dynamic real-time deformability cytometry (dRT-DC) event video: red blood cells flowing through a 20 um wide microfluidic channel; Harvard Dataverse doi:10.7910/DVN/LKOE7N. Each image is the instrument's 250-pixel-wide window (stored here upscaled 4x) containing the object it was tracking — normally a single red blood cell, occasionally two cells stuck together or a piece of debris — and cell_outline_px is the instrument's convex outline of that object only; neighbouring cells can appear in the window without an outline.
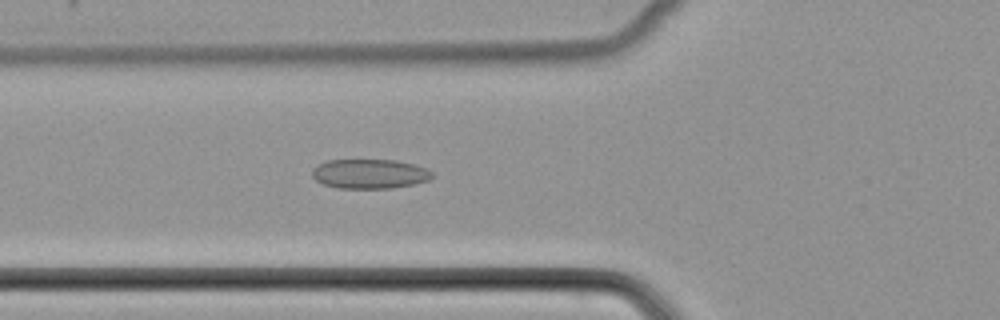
{"species": "common noctule bat (a hibernating species)", "species_latin": "Nyctalus noctula", "temperature_condition": "cold", "stored_images_in_passage": 52, "camera_frame_rate_fps": 3000, "um_per_image_px": 0.085, "animal": {"sex": "female", "body_mass_g": 22.7, "forearm_length_mm": 54.2}, "frame": {"image": 1, "passage_image": 20, "time_ms": 6.333, "image_size_px": [1000, 320], "cell_outline_px": [[436, 176], [428, 180], [412, 184], [392, 188], [336, 188], [324, 184], [316, 180], [312, 176], [312, 168], [328, 160], [396, 160], [428, 168]], "centroid_in_image_um": [31.44, 14.77], "position_along_channel_um": 94.4, "area_um2": 20.63}}
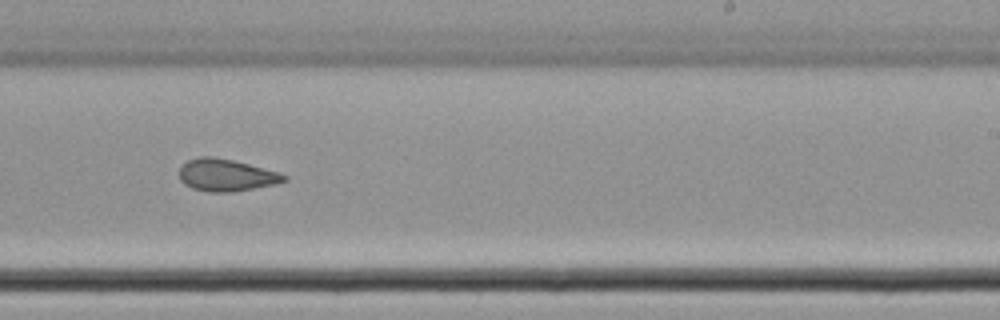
{"frame": {"image": 2, "passage_image": 33, "time_ms": 10.667, "image_size_px": [1000, 320], "cell_outline_px": [[288, 180], [276, 184], [232, 192], [208, 192], [192, 188], [184, 184], [180, 180], [180, 164], [188, 160], [200, 156], [212, 156], [232, 160], [280, 172], [288, 176]], "centroid_in_image_um": [19.22, 14.88], "position_along_channel_um": 269.8, "area_um2": 19.77}}
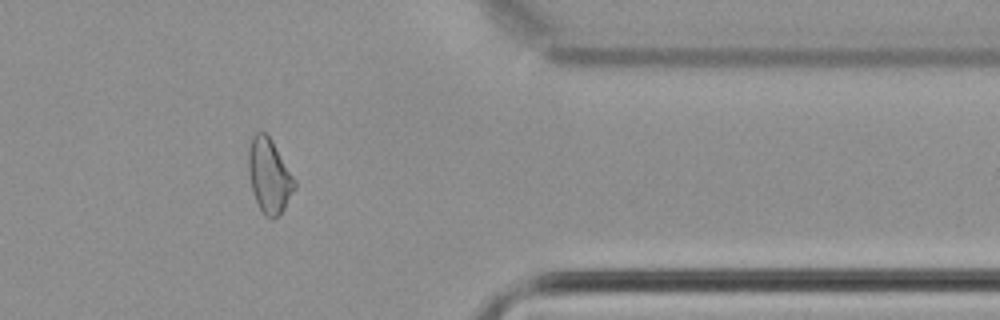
{"frame": {"image": 3, "passage_image": 43, "time_ms": 14.0, "image_size_px": [1000, 320], "cell_outline_px": [[296, 188], [280, 216], [272, 220], [264, 216], [252, 192], [248, 172], [248, 148], [252, 136], [260, 128], [272, 140], [296, 180]], "centroid_in_image_um": [22.88, 14.95], "position_along_channel_um": 388.5, "area_um2": 20.4}}